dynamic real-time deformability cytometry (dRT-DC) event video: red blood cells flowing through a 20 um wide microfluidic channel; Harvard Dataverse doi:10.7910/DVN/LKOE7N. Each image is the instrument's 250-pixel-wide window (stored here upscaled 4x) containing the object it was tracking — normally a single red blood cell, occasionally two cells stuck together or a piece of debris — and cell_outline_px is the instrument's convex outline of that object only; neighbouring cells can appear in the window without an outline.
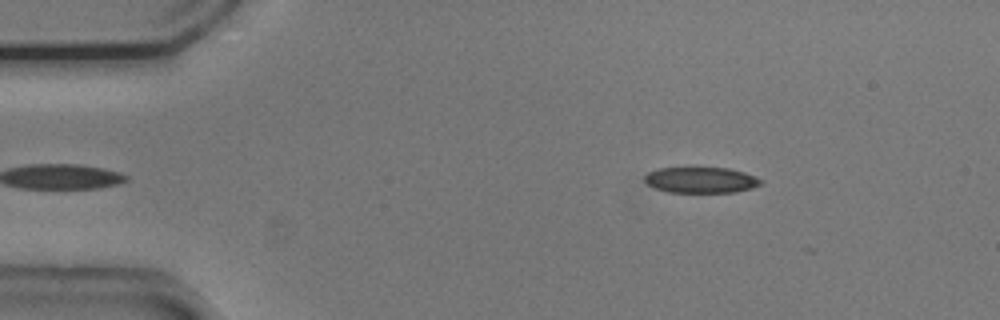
{"species": "common noctule bat (a hibernating species)", "species_latin": "Nyctalus noctula", "temperature_condition": "cold", "stored_images_in_passage": 38, "camera_frame_rate_fps": 3000, "um_per_image_px": 0.085, "animal": {"sex": "male", "body_mass_g": 20.5, "forearm_length_mm": 52.5}, "frame": {"image": 1, "passage_image": 1, "time_ms": 0.0, "image_size_px": [1000, 320], "cell_outline_px": [[764, 180], [760, 184], [752, 188], [736, 192], [668, 192], [656, 188], [648, 184], [644, 180], [644, 176], [648, 172], [660, 168], [728, 168], [744, 172]], "centroid_in_image_um": [59.59, 15.3], "position_along_channel_um": 25.4, "area_um2": 17.4}}
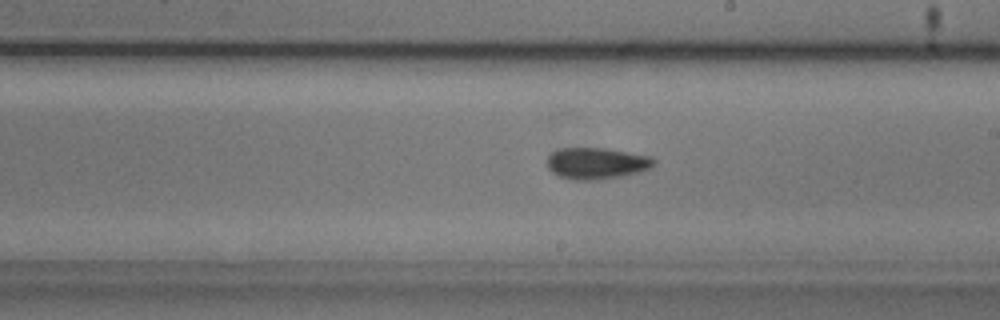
{"frame": {"image": 2, "passage_image": 23, "time_ms": 7.333, "image_size_px": [1000, 320], "cell_outline_px": [[656, 164], [652, 168], [620, 176], [600, 180], [572, 180], [560, 176], [552, 172], [548, 168], [548, 156], [552, 152], [560, 148], [608, 148], [652, 156], [656, 160]], "centroid_in_image_um": [50.74, 13.87], "position_along_channel_um": 238.3, "area_um2": 19.77}}
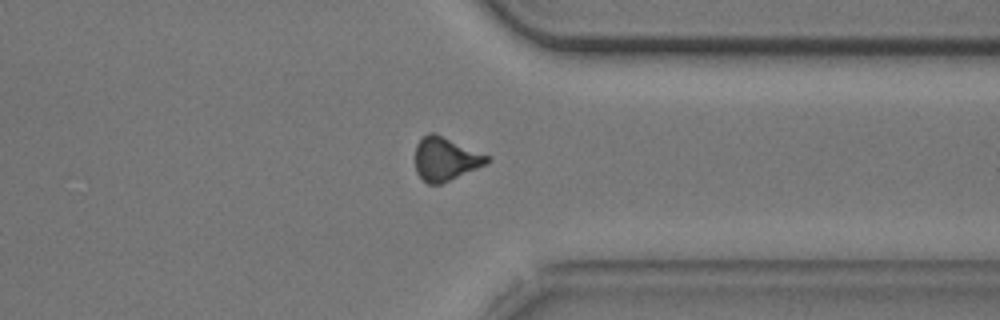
{"frame": {"image": 3, "passage_image": 34, "time_ms": 11.0, "image_size_px": [1000, 320], "cell_outline_px": [[492, 160], [476, 168], [440, 184], [428, 184], [416, 172], [416, 144], [428, 132], [436, 132], [492, 156]], "centroid_in_image_um": [37.89, 13.47], "position_along_channel_um": 373.5, "area_um2": 18.26}, "authors_computed_cell_mechanics": {"area_um2": 19.2474, "velocity_mm_per_s": 3.773, "shape_relaxation_time_tau1_ms": 5.8577, "shape_relaxation_time_tau2_ms": 8.6353, "deformation_change_tau1": 0.1217, "deformation_change_tau2": 0.1715}}